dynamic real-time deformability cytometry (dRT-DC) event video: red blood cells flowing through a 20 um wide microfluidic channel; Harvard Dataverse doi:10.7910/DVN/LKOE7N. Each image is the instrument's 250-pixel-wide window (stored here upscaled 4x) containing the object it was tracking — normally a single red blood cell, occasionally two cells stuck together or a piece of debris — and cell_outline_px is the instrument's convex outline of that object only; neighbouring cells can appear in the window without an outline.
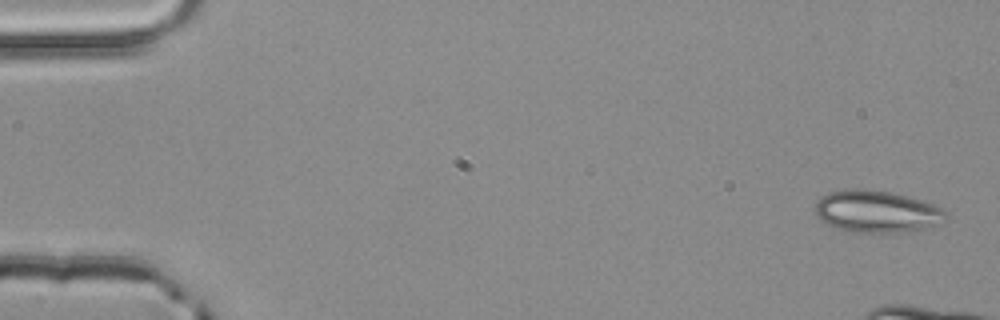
{"species": "common noctule bat (a hibernating species)", "species_latin": "Nyctalus noctula", "temperature_condition": "room temperature", "stored_images_in_passage": 5, "camera_frame_rate_fps": 3000, "um_per_image_px": 0.085, "animal": {"sex": "male", "body_mass_g": 20.4}, "frame": {"image": 1, "passage_image": 1, "time_ms": 0.0, "image_size_px": [1000, 320], "cell_outline_px": [[948, 216], [940, 224], [900, 232], [848, 232], [836, 228], [820, 220], [816, 216], [816, 200], [820, 196], [828, 192], [844, 188], [864, 188], [892, 192], [908, 196], [932, 204], [940, 208]], "centroid_in_image_um": [74.45, 17.95], "position_along_channel_um": 10.6, "area_um2": 32.14}}